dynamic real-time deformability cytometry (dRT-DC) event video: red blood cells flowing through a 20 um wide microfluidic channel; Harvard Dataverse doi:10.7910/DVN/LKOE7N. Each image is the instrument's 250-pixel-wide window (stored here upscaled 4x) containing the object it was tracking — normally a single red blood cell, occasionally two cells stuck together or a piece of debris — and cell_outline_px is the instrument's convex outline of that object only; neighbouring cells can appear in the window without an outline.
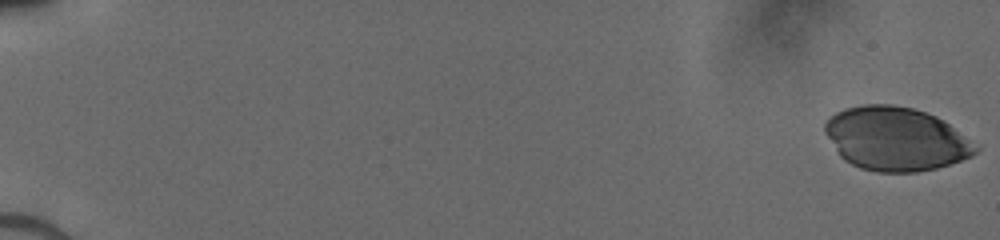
{"species": "human", "species_latin": "Homo sapiens", "temperature_condition": "cold", "stored_images_in_passage": 52, "camera_frame_rate_fps": 3000, "um_per_image_px": 0.085, "donor": {"sex": "male"}, "frame": {"image": 1, "passage_image": 1, "time_ms": 0.0, "image_size_px": [1000, 240], "cell_outline_px": [[980, 148], [972, 156], [936, 168], [916, 172], [876, 172], [860, 168], [844, 160], [840, 156], [824, 132], [824, 124], [836, 112], [844, 108], [860, 104], [892, 104], [912, 108], [936, 116], [944, 120]], "centroid_in_image_um": [76.12, 11.8], "position_along_channel_um": 8.9, "area_um2": 55.72}}
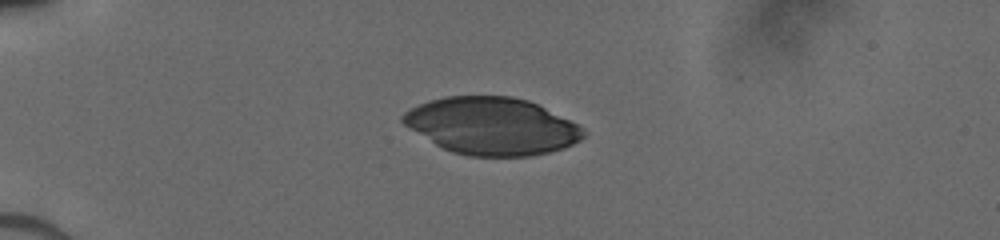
{"frame": {"image": 2, "passage_image": 15, "time_ms": 4.667, "image_size_px": [1000, 240], "cell_outline_px": [[588, 132], [580, 140], [564, 148], [532, 156], [468, 156], [452, 152], [436, 144], [404, 124], [400, 120], [400, 116], [404, 112], [420, 104], [432, 100], [448, 96], [512, 96], [528, 100], [584, 128]], "centroid_in_image_um": [41.81, 10.72], "position_along_channel_um": 43.2, "area_um2": 59.65}}